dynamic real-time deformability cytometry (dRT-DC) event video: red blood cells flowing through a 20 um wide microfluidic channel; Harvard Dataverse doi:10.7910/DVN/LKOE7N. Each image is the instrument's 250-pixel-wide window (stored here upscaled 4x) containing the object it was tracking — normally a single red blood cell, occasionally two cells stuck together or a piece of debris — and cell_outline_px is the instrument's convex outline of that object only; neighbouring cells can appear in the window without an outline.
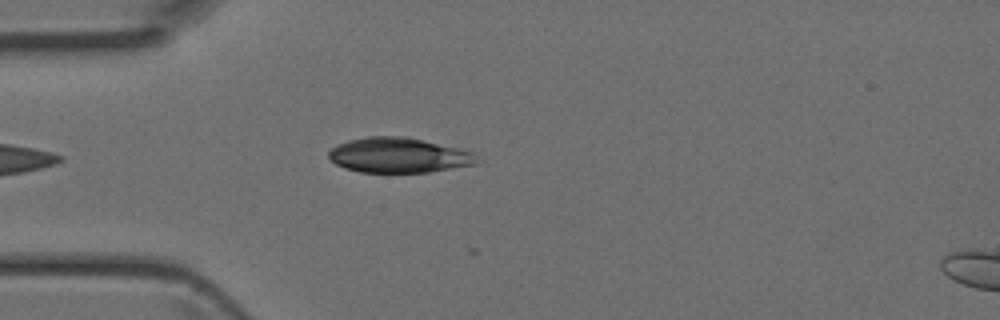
{"species": "Egyptian fruit bat (a non-hibernating species)", "species_latin": "Rousettus aegyptiacus", "temperature_condition": "room temperature", "stored_images_in_passage": 4, "camera_frame_rate_fps": 3000, "um_per_image_px": 0.085, "animal": {"sex": "female"}, "frame": {"image": 1, "passage_image": 4, "time_ms": 1.0, "image_size_px": [1000, 320], "cell_outline_px": [[476, 164], [428, 172], [360, 172], [336, 164], [328, 156], [328, 152], [336, 144], [348, 140], [368, 136], [404, 136], [456, 148], [472, 152], [476, 160]], "centroid_in_image_um": [33.82, 13.19], "position_along_channel_um": 51.2, "area_um2": 29.77}}